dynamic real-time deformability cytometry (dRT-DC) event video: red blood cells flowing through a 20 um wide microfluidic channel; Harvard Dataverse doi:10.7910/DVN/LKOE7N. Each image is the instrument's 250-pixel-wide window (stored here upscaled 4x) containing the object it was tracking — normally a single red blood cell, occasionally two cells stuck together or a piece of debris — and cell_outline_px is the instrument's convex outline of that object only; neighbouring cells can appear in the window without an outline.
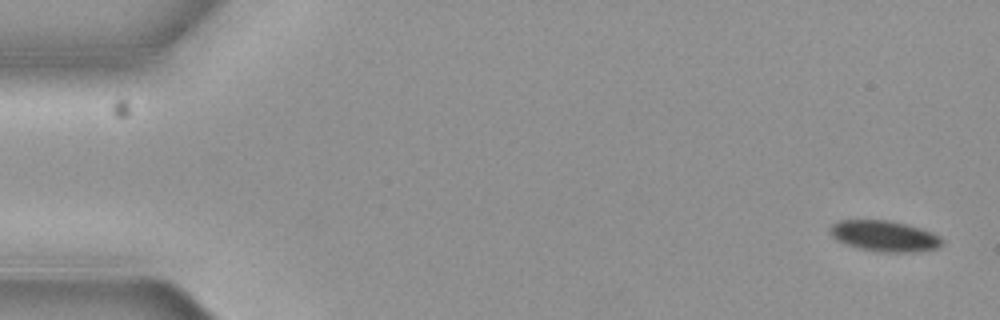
{"species": "common noctule bat (a hibernating species)", "species_latin": "Nyctalus noctula", "temperature_condition": "cold", "stored_images_in_passage": 4, "camera_frame_rate_fps": 3000, "um_per_image_px": 0.085, "animal": {"sex": "female", "body_mass_g": 19.3, "forearm_length_mm": 54.1}, "frame": {"image": 1, "passage_image": 1, "time_ms": 0.0, "image_size_px": [1000, 320], "cell_outline_px": [[944, 244], [936, 248], [916, 252], [876, 252], [844, 244], [836, 240], [828, 232], [828, 228], [832, 224], [840, 220], [888, 220], [920, 228], [932, 232], [940, 236], [944, 240]], "centroid_in_image_um": [75.16, 20.07], "position_along_channel_um": 9.8, "area_um2": 20.35}}
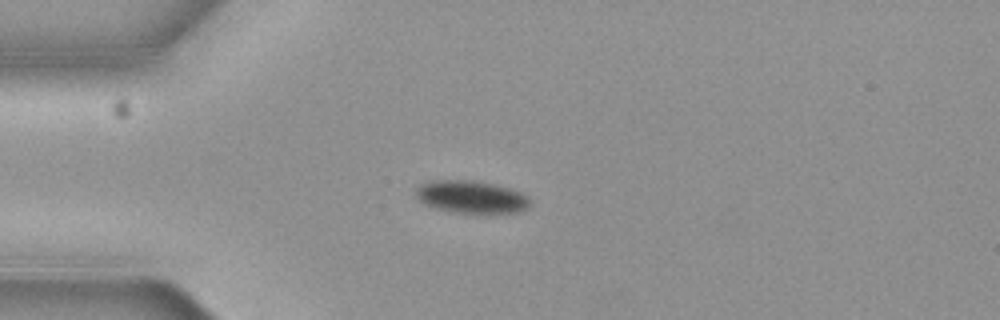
{"frame": {"image": 2, "passage_image": 4, "time_ms": 1.0, "image_size_px": [1000, 320], "cell_outline_px": [[532, 200], [528, 208], [520, 212], [452, 212], [436, 208], [424, 204], [416, 196], [416, 188], [420, 184], [432, 180], [472, 180], [492, 184], [508, 188], [520, 192], [528, 196]], "centroid_in_image_um": [40.06, 16.73], "position_along_channel_um": 44.9, "area_um2": 21.5}}